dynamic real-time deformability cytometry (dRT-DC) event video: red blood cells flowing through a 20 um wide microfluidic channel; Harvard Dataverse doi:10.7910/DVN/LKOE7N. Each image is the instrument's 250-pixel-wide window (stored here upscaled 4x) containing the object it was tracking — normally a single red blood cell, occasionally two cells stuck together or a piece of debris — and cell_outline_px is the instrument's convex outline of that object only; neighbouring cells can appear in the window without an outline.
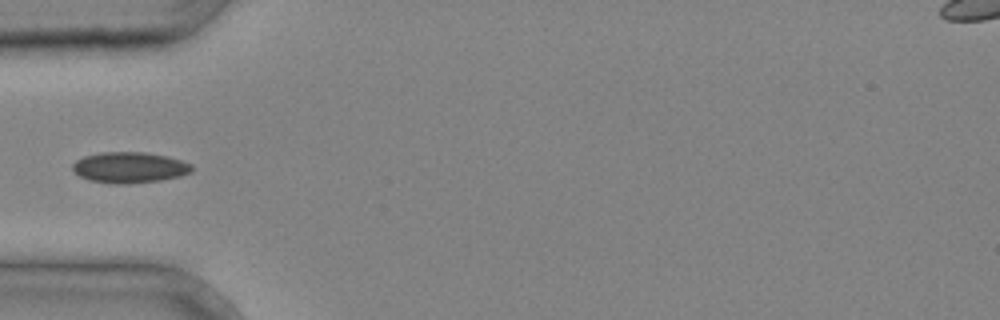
{"species": "common noctule bat (a hibernating species)", "species_latin": "Nyctalus noctula", "temperature_condition": "cold", "stored_images_in_passage": 3, "camera_frame_rate_fps": 3000, "um_per_image_px": 0.085, "animal": {"sex": "male", "body_mass_g": 20.4}, "frame": {"image": 1, "passage_image": 3, "time_ms": 0.667, "image_size_px": [1000, 320], "cell_outline_px": [[192, 172], [180, 176], [160, 180], [128, 184], [112, 184], [88, 180], [80, 176], [72, 168], [72, 164], [76, 160], [84, 156], [100, 152], [148, 152], [168, 156], [192, 164]], "centroid_in_image_um": [11.01, 14.23], "position_along_channel_um": 74.0, "area_um2": 21.62}}